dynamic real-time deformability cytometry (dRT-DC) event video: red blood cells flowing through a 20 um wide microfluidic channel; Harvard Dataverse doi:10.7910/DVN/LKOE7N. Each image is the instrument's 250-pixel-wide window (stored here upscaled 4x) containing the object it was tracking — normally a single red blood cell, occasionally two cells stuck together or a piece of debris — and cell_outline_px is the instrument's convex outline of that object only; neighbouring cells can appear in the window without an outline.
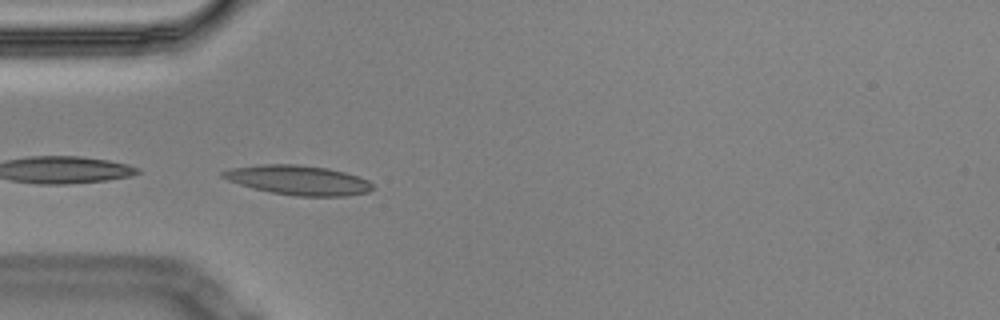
{"species": "Egyptian fruit bat (a non-hibernating species)", "species_latin": "Rousettus aegyptiacus", "temperature_condition": "cold", "stored_images_in_passage": 6, "camera_frame_rate_fps": 3000, "um_per_image_px": 0.085, "animal": {"sex": "male"}, "frame": {"image": 1, "passage_image": 4, "time_ms": 1.0, "image_size_px": [1000, 320], "cell_outline_px": [[372, 188], [368, 192], [348, 196], [296, 196], [272, 192], [252, 188], [228, 180], [220, 176], [220, 172], [232, 168], [260, 164], [300, 164], [328, 168], [344, 172], [368, 180], [372, 184]], "centroid_in_image_um": [25.34, 15.3], "position_along_channel_um": 59.7, "area_um2": 25.72}}